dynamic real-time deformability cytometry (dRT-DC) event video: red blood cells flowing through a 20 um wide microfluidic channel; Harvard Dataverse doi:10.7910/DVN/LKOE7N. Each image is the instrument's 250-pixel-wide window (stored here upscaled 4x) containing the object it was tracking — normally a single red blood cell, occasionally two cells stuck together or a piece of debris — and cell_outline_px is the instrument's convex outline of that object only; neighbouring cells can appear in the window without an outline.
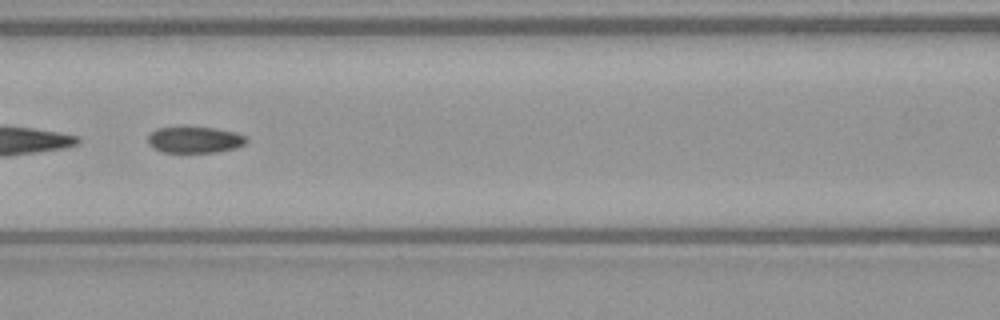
{"species": "common noctule bat (a hibernating species)", "species_latin": "Nyctalus noctula", "temperature_condition": "warm", "stored_images_in_passage": 52, "segment_of_instrument_passage": [2, 2], "camera_frame_rate_fps": 3000, "um_per_image_px": 0.085, "animal": {"sex": "female", "body_mass_g": 21.9}, "frame": {"image": 1, "passage_image": 23, "time_ms": 7.333, "image_size_px": [1000, 320], "cell_outline_px": [[248, 140], [244, 144], [236, 148], [216, 152], [160, 152], [152, 148], [148, 144], [148, 136], [156, 128], [180, 124], [184, 124], [216, 128], [236, 132], [244, 136]], "centroid_in_image_um": [16.49, 11.83], "position_along_channel_um": 150.1, "area_um2": 15.9}}
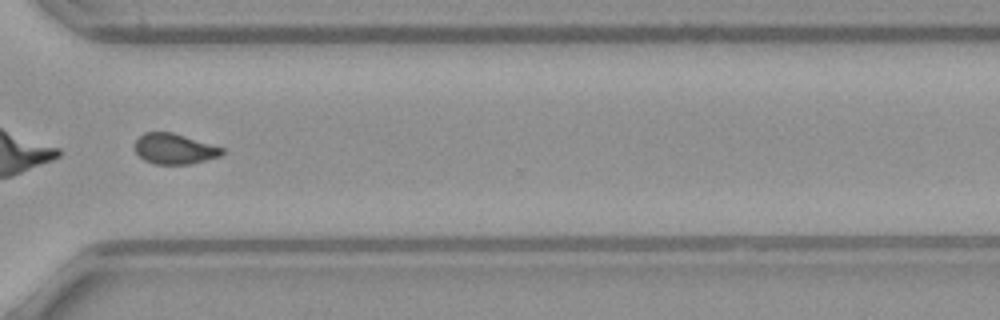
{"frame": {"image": 2, "passage_image": 39, "time_ms": 12.667, "image_size_px": [1000, 320], "cell_outline_px": [[224, 152], [220, 156], [188, 164], [156, 164], [144, 160], [136, 152], [136, 140], [144, 132], [172, 132], [224, 148]], "centroid_in_image_um": [14.82, 12.65], "position_along_channel_um": 355.8, "area_um2": 15.26}}